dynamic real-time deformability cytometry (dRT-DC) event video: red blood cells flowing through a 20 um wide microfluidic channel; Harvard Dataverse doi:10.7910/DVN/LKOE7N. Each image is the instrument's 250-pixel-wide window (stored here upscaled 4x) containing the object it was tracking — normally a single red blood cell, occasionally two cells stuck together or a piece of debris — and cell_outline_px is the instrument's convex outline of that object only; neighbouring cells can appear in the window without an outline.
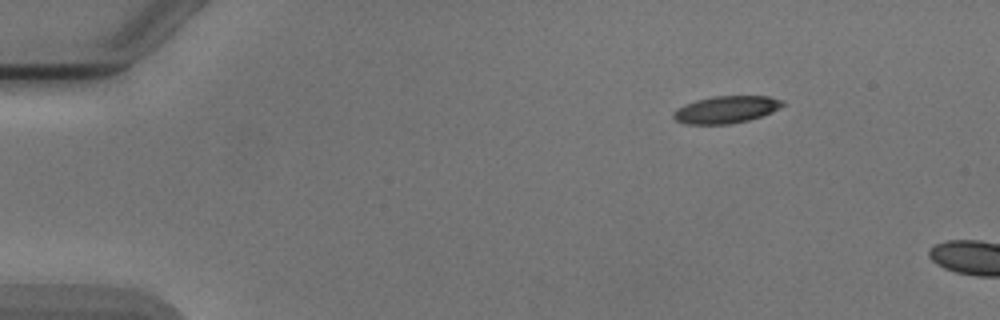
{"species": "Egyptian fruit bat (a non-hibernating species)", "species_latin": "Rousettus aegyptiacus", "temperature_condition": "cold", "stored_images_in_passage": 3, "camera_frame_rate_fps": 3000, "um_per_image_px": 0.085, "animal": {"sex": "male"}, "frame": {"image": 1, "passage_image": 3, "time_ms": 2.333, "image_size_px": [1000, 320], "cell_outline_px": [[788, 104], [772, 112], [748, 120], [732, 124], [684, 124], [676, 120], [672, 116], [672, 112], [676, 108], [684, 104], [696, 100], [716, 96], [768, 96], [784, 100]], "centroid_in_image_um": [61.73, 9.31], "position_along_channel_um": 23.3, "area_um2": 17.51}}